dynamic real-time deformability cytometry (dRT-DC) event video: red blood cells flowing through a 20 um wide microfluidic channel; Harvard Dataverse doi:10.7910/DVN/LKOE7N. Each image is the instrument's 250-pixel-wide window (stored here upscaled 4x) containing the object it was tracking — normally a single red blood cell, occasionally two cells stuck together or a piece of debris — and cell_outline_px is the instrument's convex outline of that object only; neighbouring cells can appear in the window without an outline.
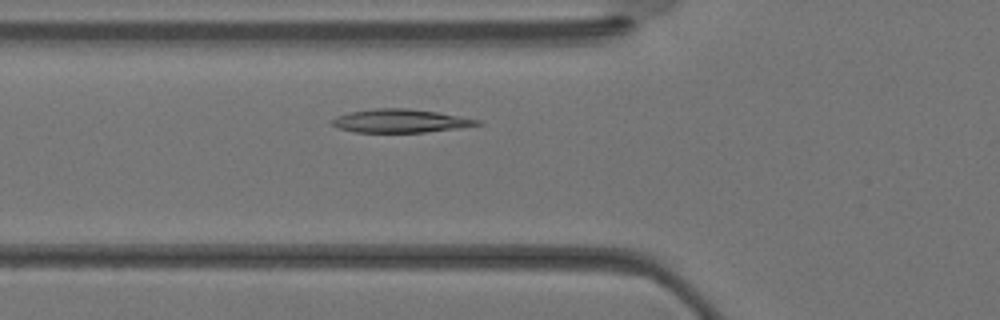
{"species": "Egyptian fruit bat (a non-hibernating species)", "species_latin": "Rousettus aegyptiacus", "temperature_condition": "warm", "stored_images_in_passage": 28, "camera_frame_rate_fps": 3000, "um_per_image_px": 0.085, "animal": {"sex": "female"}, "frame": {"image": 1, "passage_image": 8, "time_ms": 2.333, "image_size_px": [1000, 320], "cell_outline_px": [[484, 124], [460, 128], [424, 132], [356, 132], [340, 128], [332, 124], [328, 120], [336, 116], [348, 112], [376, 108], [408, 108], [436, 112], [480, 120]], "centroid_in_image_um": [34.01, 10.27], "position_along_channel_um": 91.8, "area_um2": 19.77}}
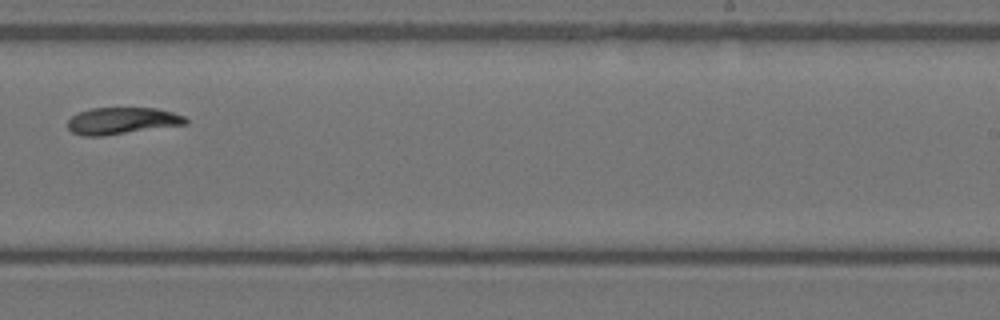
{"frame": {"image": 2, "passage_image": 18, "time_ms": 5.667, "image_size_px": [1000, 320], "cell_outline_px": [[188, 124], [104, 136], [84, 136], [72, 132], [68, 128], [68, 120], [72, 116], [80, 112], [92, 108], [156, 108], [172, 112], [184, 116], [188, 120]], "centroid_in_image_um": [10.39, 10.27], "position_along_channel_um": 278.6, "area_um2": 18.44}}
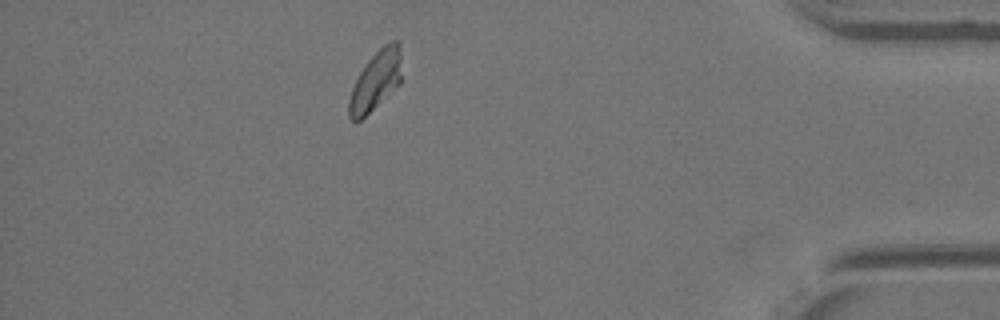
{"frame": {"image": 3, "passage_image": 27, "time_ms": 8.667, "image_size_px": [1000, 320], "cell_outline_px": [[400, 84], [360, 120], [352, 120], [348, 116], [348, 100], [352, 88], [360, 72], [368, 60], [384, 44], [392, 40], [400, 40]], "centroid_in_image_um": [31.93, 6.84], "position_along_channel_um": 403.3, "area_um2": 17.92}}